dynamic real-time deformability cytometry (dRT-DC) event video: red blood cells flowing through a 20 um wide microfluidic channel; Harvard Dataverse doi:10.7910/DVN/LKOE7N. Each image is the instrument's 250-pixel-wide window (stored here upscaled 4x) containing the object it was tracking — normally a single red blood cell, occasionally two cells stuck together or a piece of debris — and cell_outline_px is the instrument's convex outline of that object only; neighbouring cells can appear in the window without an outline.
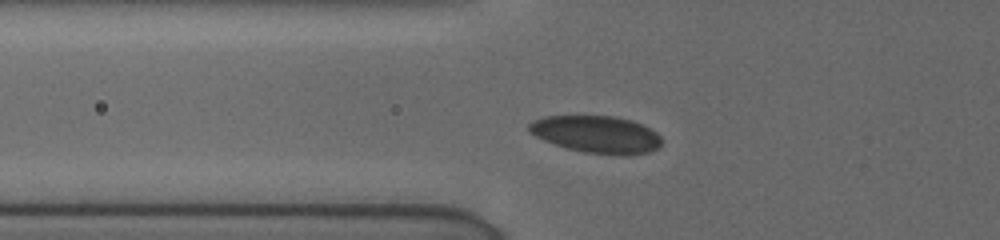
{"species": "human", "species_latin": "Homo sapiens", "temperature_condition": "cold", "stored_images_in_passage": 18, "camera_frame_rate_fps": 3000, "um_per_image_px": 0.085, "donor": {"sex": "female"}, "frame": {"image": 1, "passage_image": 4, "time_ms": 2.333, "image_size_px": [1000, 240], "cell_outline_px": [[660, 148], [648, 152], [628, 156], [620, 156], [584, 152], [568, 148], [544, 140], [528, 132], [528, 124], [532, 120], [544, 116], [612, 116], [632, 120], [656, 132], [660, 136]], "centroid_in_image_um": [50.7, 11.43], "position_along_channel_um": 75.1, "area_um2": 28.84}}
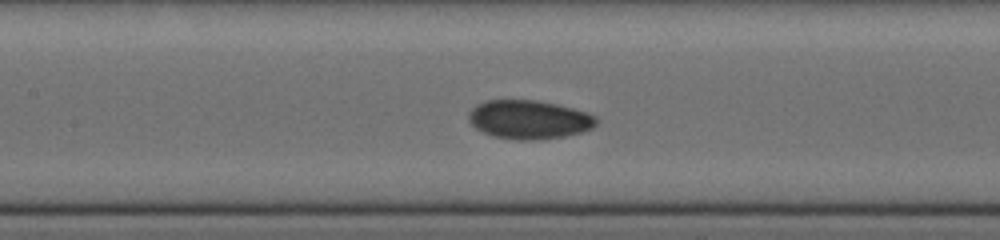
{"frame": {"image": 2, "passage_image": 10, "time_ms": 4.667, "image_size_px": [1000, 240], "cell_outline_px": [[596, 124], [592, 128], [580, 132], [564, 136], [540, 140], [516, 140], [492, 136], [476, 128], [468, 120], [468, 112], [476, 104], [484, 100], [536, 100], [556, 104], [588, 112], [596, 116]], "centroid_in_image_um": [44.94, 10.16], "position_along_channel_um": 162.5, "area_um2": 28.96}}
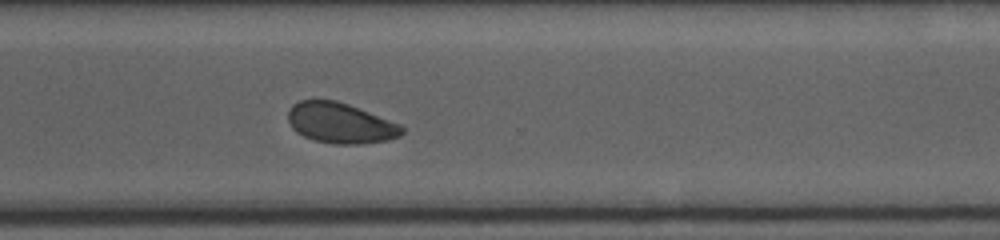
{"frame": {"image": 3, "passage_image": 18, "time_ms": 9.333, "image_size_px": [1000, 240], "cell_outline_px": [[404, 132], [400, 136], [388, 140], [360, 144], [332, 144], [312, 140], [296, 132], [292, 128], [288, 120], [288, 112], [292, 104], [300, 100], [336, 100], [348, 104], [400, 124], [404, 128]], "centroid_in_image_um": [28.92, 10.47], "position_along_channel_um": 341.7, "area_um2": 26.93}}